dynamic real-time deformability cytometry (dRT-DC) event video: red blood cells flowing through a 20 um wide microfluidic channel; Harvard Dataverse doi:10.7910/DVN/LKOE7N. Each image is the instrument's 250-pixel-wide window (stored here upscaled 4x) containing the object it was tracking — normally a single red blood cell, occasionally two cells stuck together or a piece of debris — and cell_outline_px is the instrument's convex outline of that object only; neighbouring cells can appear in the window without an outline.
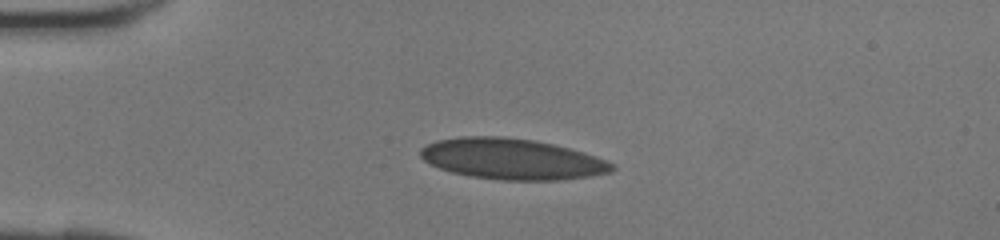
{"species": "human", "species_latin": "Homo sapiens", "temperature_condition": "room temperature", "stored_images_in_passage": 33, "camera_frame_rate_fps": 3000, "um_per_image_px": 0.085, "donor": {"sex": "female"}, "frame": {"image": 1, "passage_image": 1, "time_ms": 0.0, "image_size_px": [1000, 240], "cell_outline_px": [[616, 168], [612, 172], [588, 176], [556, 180], [500, 180], [468, 176], [452, 172], [440, 168], [424, 160], [420, 156], [420, 148], [436, 140], [460, 136], [504, 136], [536, 140], [584, 152], [608, 160], [616, 164]], "centroid_in_image_um": [43.53, 13.51], "position_along_channel_um": 41.5, "area_um2": 45.84}}
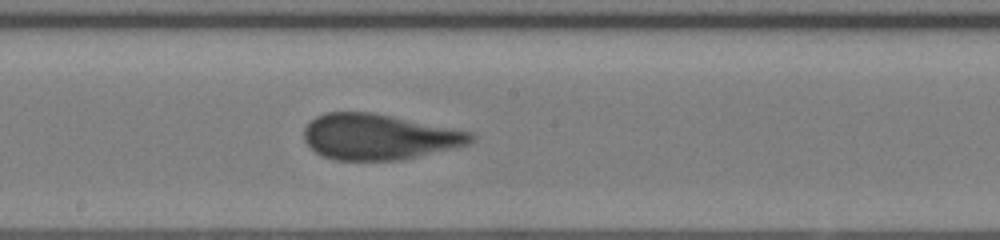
{"frame": {"image": 2, "passage_image": 14, "time_ms": 4.333, "image_size_px": [1000, 240], "cell_outline_px": [[476, 140], [468, 144], [452, 148], [400, 160], [336, 160], [324, 156], [316, 152], [304, 140], [304, 128], [316, 116], [324, 112], [372, 112], [472, 132], [476, 136]], "centroid_in_image_um": [32.2, 11.62], "position_along_channel_um": 216.0, "area_um2": 44.16}}
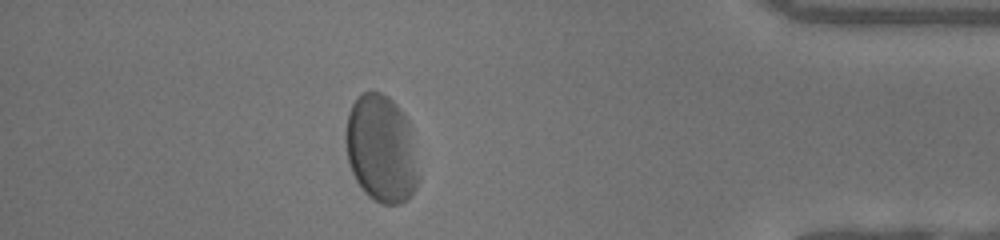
{"frame": {"image": 3, "passage_image": 28, "time_ms": 9.0, "image_size_px": [1000, 240], "cell_outline_px": [[420, 176], [416, 188], [400, 204], [380, 204], [372, 200], [364, 192], [356, 180], [348, 164], [344, 140], [344, 136], [348, 112], [352, 104], [360, 92], [380, 92], [388, 96], [396, 104], [408, 120]], "centroid_in_image_um": [32.37, 12.65], "position_along_channel_um": 402.8, "area_um2": 46.07}}